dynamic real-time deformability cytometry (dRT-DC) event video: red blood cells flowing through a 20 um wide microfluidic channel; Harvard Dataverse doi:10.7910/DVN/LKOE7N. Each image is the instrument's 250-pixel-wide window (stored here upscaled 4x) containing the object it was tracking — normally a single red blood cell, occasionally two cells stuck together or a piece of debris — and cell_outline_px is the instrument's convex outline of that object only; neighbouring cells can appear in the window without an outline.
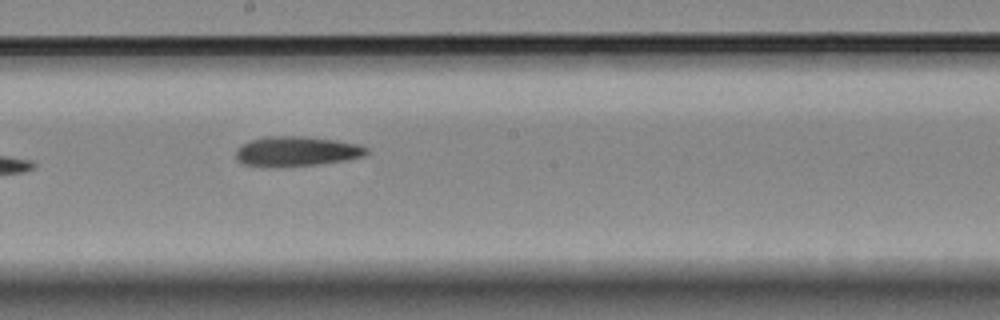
{"species": "Egyptian fruit bat (a non-hibernating species)", "species_latin": "Rousettus aegyptiacus", "temperature_condition": "room temperature", "stored_images_in_passage": 9, "camera_frame_rate_fps": 3000, "um_per_image_px": 0.085, "animal": {"sex": "female"}, "frame": {"image": 1, "passage_image": 8, "time_ms": 8.333, "image_size_px": [1000, 320], "cell_outline_px": [[368, 152], [364, 156], [348, 160], [316, 164], [268, 168], [264, 168], [244, 164], [236, 160], [236, 148], [240, 144], [252, 140], [268, 136], [300, 136], [336, 140], [360, 144], [368, 148]], "centroid_in_image_um": [25.18, 12.87], "position_along_channel_um": 223.0, "area_um2": 23.06}}
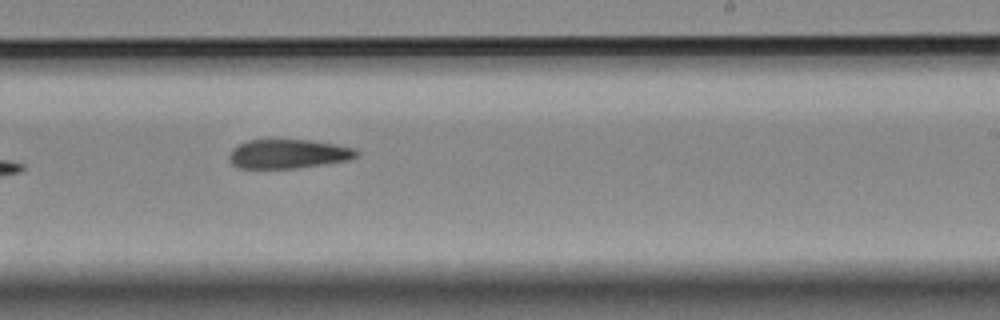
{"frame": {"image": 2, "passage_image": 9, "time_ms": 9.333, "image_size_px": [1000, 320], "cell_outline_px": [[360, 152], [356, 156], [348, 160], [324, 164], [296, 168], [240, 168], [232, 164], [228, 160], [228, 156], [232, 148], [248, 140], [312, 140], [356, 148]], "centroid_in_image_um": [24.5, 13.08], "position_along_channel_um": 264.5, "area_um2": 21.62}}